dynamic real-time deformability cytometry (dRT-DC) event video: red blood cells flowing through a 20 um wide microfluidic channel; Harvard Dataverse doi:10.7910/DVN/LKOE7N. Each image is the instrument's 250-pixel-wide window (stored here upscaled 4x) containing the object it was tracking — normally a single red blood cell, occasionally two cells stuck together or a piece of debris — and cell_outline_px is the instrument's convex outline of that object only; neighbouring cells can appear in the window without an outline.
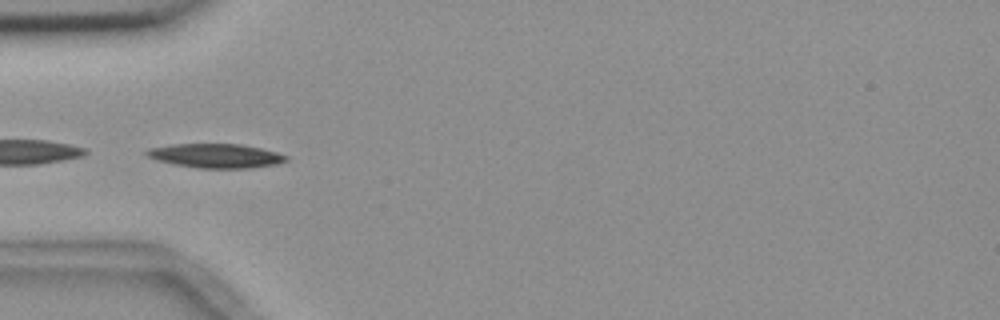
{"species": "common noctule bat (a hibernating species)", "species_latin": "Nyctalus noctula", "temperature_condition": "room temperature", "stored_images_in_passage": 5, "camera_frame_rate_fps": 3000, "um_per_image_px": 0.085, "animal": {"sex": "female", "body_mass_g": 18.4}, "frame": {"image": 1, "passage_image": 3, "time_ms": 3.333, "image_size_px": [1000, 320], "cell_outline_px": [[288, 160], [276, 164], [252, 168], [200, 168], [172, 164], [156, 160], [148, 156], [144, 152], [148, 148], [172, 144], [240, 144], [260, 148], [276, 152], [288, 156]], "centroid_in_image_um": [18.32, 13.24], "position_along_channel_um": 66.7, "area_um2": 19.65}}